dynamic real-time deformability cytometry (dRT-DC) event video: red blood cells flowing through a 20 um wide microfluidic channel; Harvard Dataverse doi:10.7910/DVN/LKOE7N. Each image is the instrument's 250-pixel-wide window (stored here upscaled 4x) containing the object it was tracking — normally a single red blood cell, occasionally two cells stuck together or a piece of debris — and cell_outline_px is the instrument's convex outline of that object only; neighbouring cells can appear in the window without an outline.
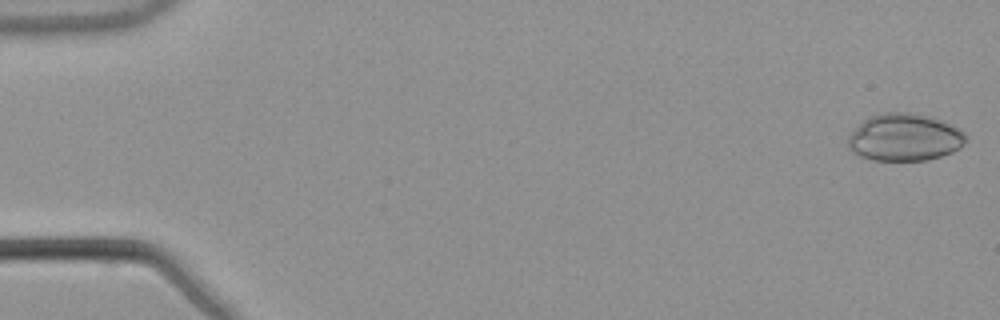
{"species": "common noctule bat (a hibernating species)", "species_latin": "Nyctalus noctula", "temperature_condition": "warm", "stored_images_in_passage": 13, "camera_frame_rate_fps": 3000, "um_per_image_px": 0.085, "animal": {"sex": "male", "body_mass_g": 21.5, "forearm_length_mm": 52.0}, "frame": {"image": 1, "passage_image": 1, "time_ms": 0.0, "image_size_px": [1000, 320], "cell_outline_px": [[964, 144], [960, 148], [952, 152], [928, 160], [872, 160], [860, 156], [848, 144], [848, 136], [864, 120], [880, 112], [912, 112], [928, 116], [940, 120], [964, 132]], "centroid_in_image_um": [76.88, 11.67], "position_along_channel_um": 8.1, "area_um2": 32.02}}